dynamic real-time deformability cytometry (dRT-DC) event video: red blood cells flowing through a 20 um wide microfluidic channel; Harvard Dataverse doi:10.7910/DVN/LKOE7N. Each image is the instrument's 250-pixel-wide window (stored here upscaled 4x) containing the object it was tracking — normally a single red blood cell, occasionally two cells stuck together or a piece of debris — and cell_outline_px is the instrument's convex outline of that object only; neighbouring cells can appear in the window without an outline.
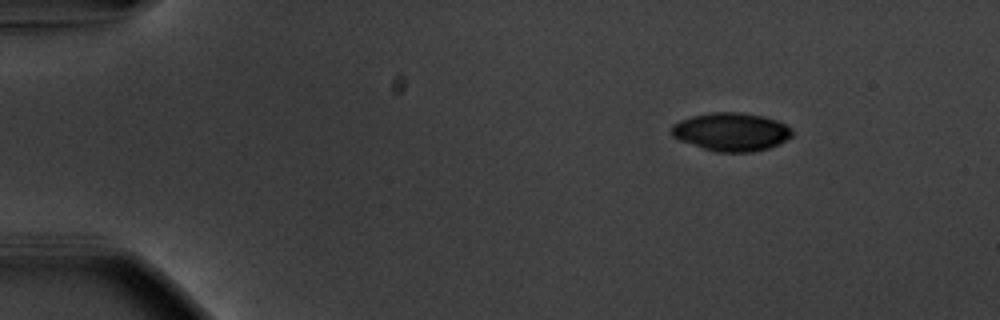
{"species": "common noctule bat (a hibernating species)", "species_latin": "Nyctalus noctula", "temperature_condition": "warm", "stored_images_in_passage": 48, "camera_frame_rate_fps": 3000, "um_per_image_px": 0.085, "animal": {"sex": "male", "body_mass_g": 20.1, "forearm_length_mm": 53.5}, "frame": {"image": 1, "passage_image": 1, "time_ms": 0.0, "image_size_px": [1000, 320], "cell_outline_px": [[792, 136], [768, 148], [752, 152], [716, 152], [680, 140], [672, 136], [672, 124], [680, 120], [692, 116], [712, 112], [740, 112], [764, 116], [780, 120], [792, 128]], "centroid_in_image_um": [62.18, 11.19], "position_along_channel_um": 22.8, "area_um2": 26.88}}
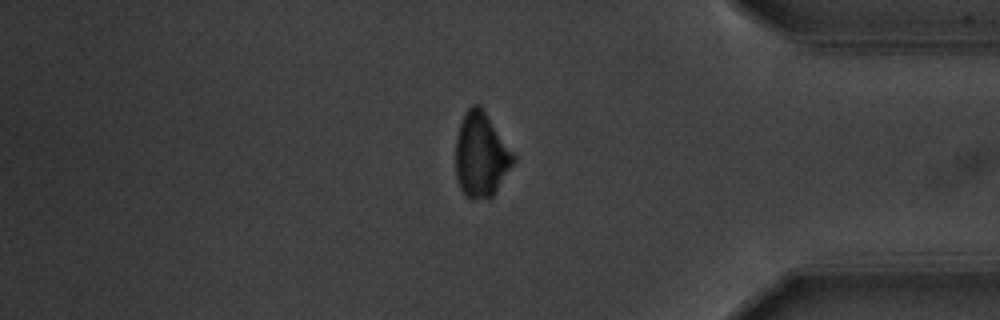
{"frame": {"image": 2, "passage_image": 40, "time_ms": 13.0, "image_size_px": [1000, 320], "cell_outline_px": [[516, 160], [496, 192], [488, 200], [468, 200], [460, 188], [456, 176], [456, 136], [460, 124], [468, 108], [472, 104], [480, 104], [516, 156]], "centroid_in_image_um": [40.9, 13.22], "position_along_channel_um": 394.3, "area_um2": 28.78}}
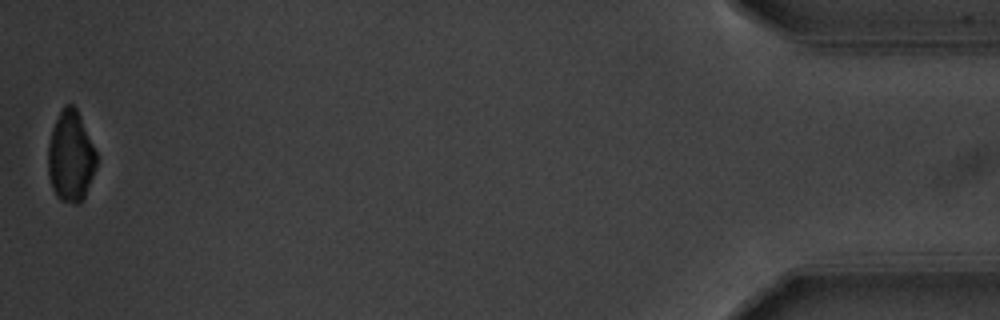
{"frame": {"image": 3, "passage_image": 48, "time_ms": 15.667, "image_size_px": [1000, 320], "cell_outline_px": [[96, 168], [84, 200], [80, 204], [76, 204], [60, 200], [56, 196], [52, 188], [48, 172], [48, 144], [52, 128], [64, 104], [72, 104], [76, 108], [80, 116], [96, 152]], "centroid_in_image_um": [6.01, 13.34], "position_along_channel_um": 429.2, "area_um2": 25.72}}